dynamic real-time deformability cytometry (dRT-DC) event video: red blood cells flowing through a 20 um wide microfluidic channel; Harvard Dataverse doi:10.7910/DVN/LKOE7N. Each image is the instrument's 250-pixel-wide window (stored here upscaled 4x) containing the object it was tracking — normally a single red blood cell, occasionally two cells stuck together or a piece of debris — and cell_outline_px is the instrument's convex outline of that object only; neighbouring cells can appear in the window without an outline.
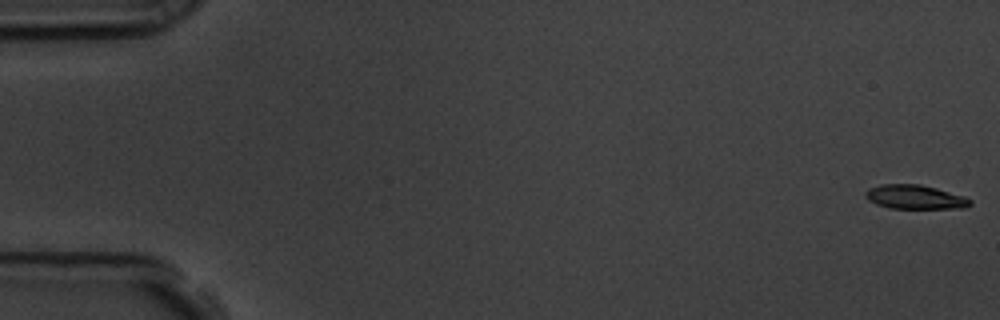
{"species": "common noctule bat (a hibernating species)", "species_latin": "Nyctalus noctula", "temperature_condition": "room temperature", "stored_images_in_passage": 57, "camera_frame_rate_fps": 3000, "um_per_image_px": 0.085, "animal": {"sex": "male", "body_mass_g": 19.5, "forearm_length_mm": 54.6}, "frame": {"image": 1, "passage_image": 1, "time_ms": 0.0, "image_size_px": [1000, 320], "cell_outline_px": [[972, 204], [964, 208], [888, 208], [876, 204], [868, 200], [864, 196], [864, 192], [868, 188], [880, 184], [920, 184], [936, 188], [964, 196], [972, 200]], "centroid_in_image_um": [77.74, 16.74], "position_along_channel_um": 7.3, "area_um2": 14.8}}
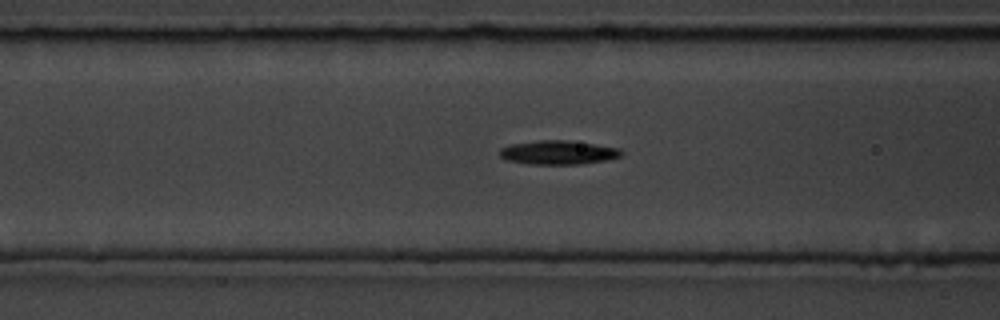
{"frame": {"image": 2, "passage_image": 23, "time_ms": 7.333, "image_size_px": [1000, 320], "cell_outline_px": [[624, 152], [620, 156], [608, 160], [580, 164], [528, 164], [504, 160], [500, 156], [500, 148], [512, 144], [540, 140], [564, 140], [620, 148]], "centroid_in_image_um": [47.43, 12.97], "position_along_channel_um": 119.2, "area_um2": 16.94}}
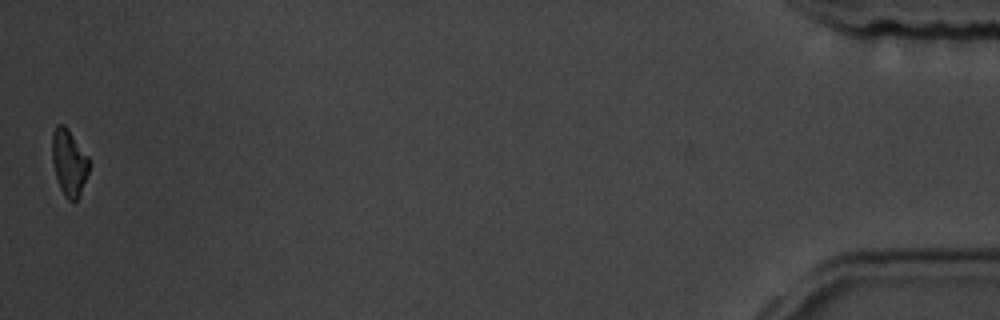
{"frame": {"image": 3, "passage_image": 57, "time_ms": 18.667, "image_size_px": [1000, 320], "cell_outline_px": [[88, 172], [80, 196], [76, 200], [68, 200], [64, 196], [60, 188], [56, 176], [52, 160], [52, 132], [56, 124], [64, 124], [68, 128], [88, 156]], "centroid_in_image_um": [5.85, 13.79], "position_along_channel_um": 429.3, "area_um2": 14.28}, "authors_computed_cell_mechanics": {"area_um2": 15.5482, "velocity_mm_per_s": 3.5827, "shape_relaxation_time_tau1_ms": 2.7027, "shape_relaxation_time_tau2_ms": null, "deformation_change_tau1": 0.113, "deformation_change_tau2": null}}